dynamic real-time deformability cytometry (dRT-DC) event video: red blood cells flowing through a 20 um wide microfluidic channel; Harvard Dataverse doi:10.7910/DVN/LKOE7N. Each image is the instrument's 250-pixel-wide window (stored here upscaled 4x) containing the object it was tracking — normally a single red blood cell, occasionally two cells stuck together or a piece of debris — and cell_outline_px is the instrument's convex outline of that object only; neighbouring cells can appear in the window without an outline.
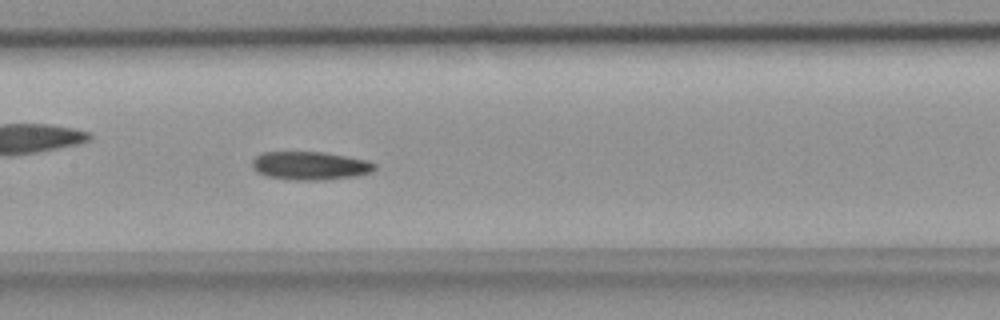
{"species": "common noctule bat (a hibernating species)", "species_latin": "Nyctalus noctula", "temperature_condition": "room temperature", "stored_images_in_passage": 51, "camera_frame_rate_fps": 3000, "um_per_image_px": 0.085, "animal": {"sex": "female", "body_mass_g": 18.4}, "frame": {"image": 1, "passage_image": 24, "time_ms": 7.667, "image_size_px": [1000, 320], "cell_outline_px": [[376, 168], [372, 172], [356, 176], [324, 180], [292, 180], [268, 176], [256, 172], [252, 168], [252, 160], [256, 156], [264, 152], [324, 152], [368, 160], [376, 164]], "centroid_in_image_um": [26.37, 14.09], "position_along_channel_um": 181.0, "area_um2": 20.35}}
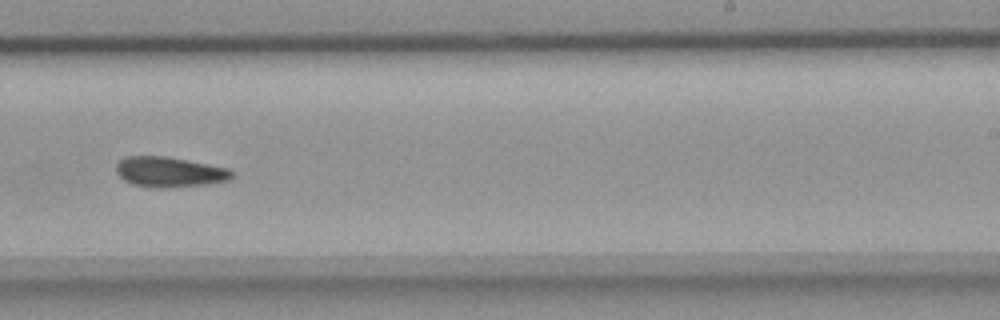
{"frame": {"image": 2, "passage_image": 31, "time_ms": 10.0, "image_size_px": [1000, 320], "cell_outline_px": [[236, 176], [232, 180], [208, 184], [168, 188], [156, 188], [132, 184], [124, 180], [116, 172], [116, 164], [120, 160], [128, 156], [164, 156], [208, 164], [228, 168]], "centroid_in_image_um": [14.44, 14.63], "position_along_channel_um": 274.6, "area_um2": 20.52}}
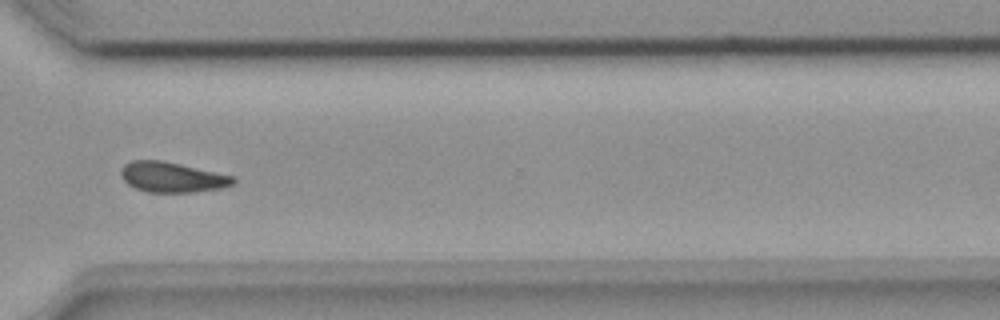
{"frame": {"image": 3, "passage_image": 37, "time_ms": 12.0, "image_size_px": [1000, 320], "cell_outline_px": [[236, 184], [220, 188], [192, 192], [148, 192], [136, 188], [128, 184], [124, 180], [120, 172], [124, 164], [132, 160], [160, 160], [180, 164], [236, 176]], "centroid_in_image_um": [14.66, 15.05], "position_along_channel_um": 355.9, "area_um2": 19.77}}